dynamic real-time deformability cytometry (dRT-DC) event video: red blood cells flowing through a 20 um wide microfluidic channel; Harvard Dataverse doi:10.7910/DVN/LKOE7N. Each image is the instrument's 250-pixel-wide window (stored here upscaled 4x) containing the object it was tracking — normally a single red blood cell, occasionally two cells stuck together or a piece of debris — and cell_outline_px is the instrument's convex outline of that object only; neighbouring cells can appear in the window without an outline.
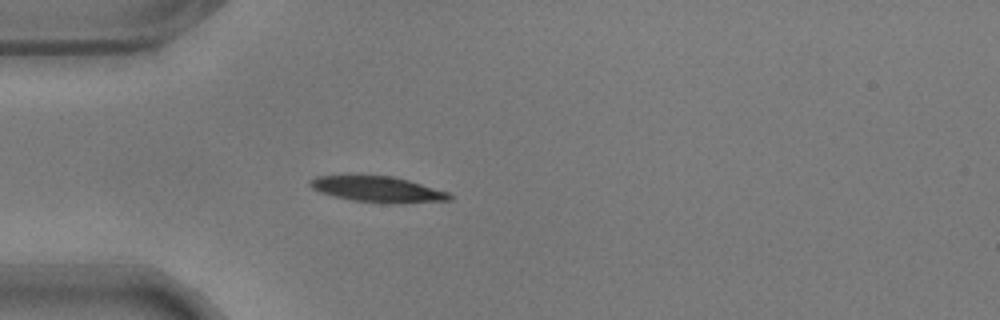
{"species": "common noctule bat (a hibernating species)", "species_latin": "Nyctalus noctula", "temperature_condition": "warm", "stored_images_in_passage": 5, "camera_frame_rate_fps": 3000, "um_per_image_px": 0.085, "animal": {"sex": "male", "body_mass_g": 17.9}, "frame": {"image": 1, "passage_image": 1, "time_ms": 0.0, "image_size_px": [1000, 320], "cell_outline_px": [[452, 200], [400, 204], [392, 204], [352, 200], [332, 196], [320, 192], [312, 188], [308, 184], [308, 180], [316, 176], [392, 176], [408, 180], [448, 192], [452, 196]], "centroid_in_image_um": [32.11, 16.11], "position_along_channel_um": 52.9, "area_um2": 20.98}}
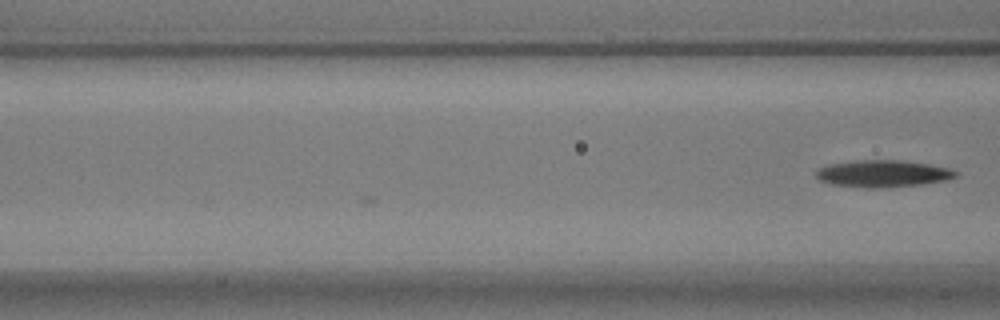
{"frame": {"image": 2, "passage_image": 5, "time_ms": 1.333, "image_size_px": [1000, 320], "cell_outline_px": [[960, 172], [956, 176], [944, 180], [920, 184], [872, 188], [868, 188], [832, 184], [820, 180], [816, 176], [816, 172], [820, 168], [832, 164], [860, 160], [896, 160], [928, 164], [948, 168]], "centroid_in_image_um": [75.05, 14.75], "position_along_channel_um": 91.6, "area_um2": 21.39}}